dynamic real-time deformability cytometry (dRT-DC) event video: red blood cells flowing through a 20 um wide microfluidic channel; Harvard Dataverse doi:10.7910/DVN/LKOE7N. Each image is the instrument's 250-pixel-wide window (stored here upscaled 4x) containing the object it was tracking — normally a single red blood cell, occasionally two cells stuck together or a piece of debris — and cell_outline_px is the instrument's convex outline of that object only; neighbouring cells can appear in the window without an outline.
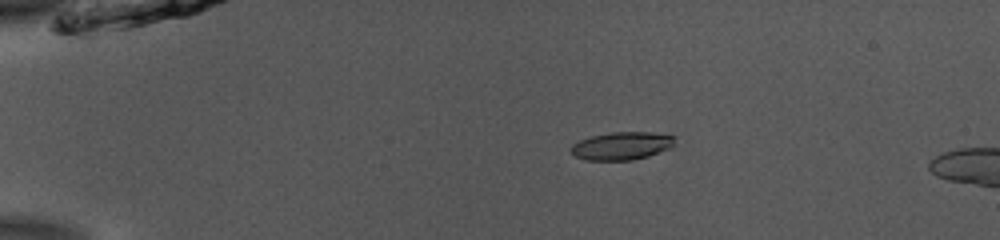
{"species": "common noctule bat (a hibernating species)", "species_latin": "Nyctalus noctula", "temperature_condition": "room temperature", "stored_images_in_passage": 6, "camera_frame_rate_fps": 3000, "um_per_image_px": 0.085, "animal": {"sex": "male", "body_mass_g": 13.0, "forearm_length_mm": 53.1}, "frame": {"image": 1, "passage_image": 1, "time_ms": 0.0, "image_size_px": [1000, 240], "cell_outline_px": [[676, 136], [672, 148], [648, 156], [632, 160], [584, 160], [568, 152], [572, 144], [580, 140], [592, 136], [612, 132], [648, 132]], "centroid_in_image_um": [52.84, 12.4], "position_along_channel_um": 32.2, "area_um2": 16.99}}